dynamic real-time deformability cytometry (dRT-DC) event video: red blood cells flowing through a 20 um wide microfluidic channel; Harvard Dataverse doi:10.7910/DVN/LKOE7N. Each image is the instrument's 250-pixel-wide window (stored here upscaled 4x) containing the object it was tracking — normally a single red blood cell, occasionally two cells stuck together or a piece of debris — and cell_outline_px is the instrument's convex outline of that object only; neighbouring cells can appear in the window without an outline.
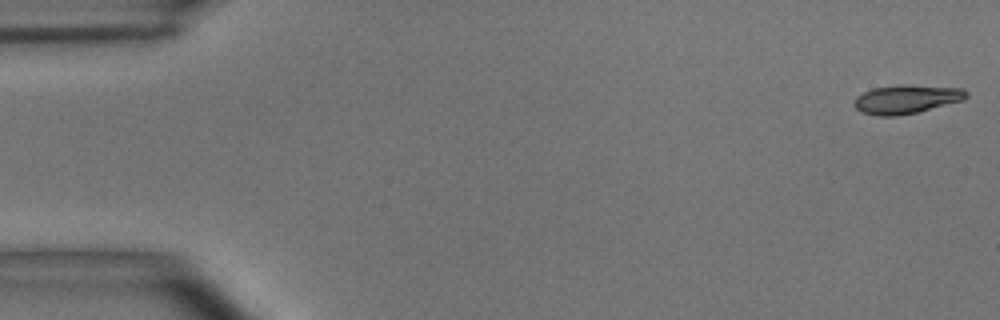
{"species": "common noctule bat (a hibernating species)", "species_latin": "Nyctalus noctula", "temperature_condition": "room temperature", "stored_images_in_passage": 54, "camera_frame_rate_fps": 3000, "um_per_image_px": 0.085, "animal": {"sex": "male", "body_mass_g": 15.6}, "frame": {"image": 1, "passage_image": 1, "time_ms": 0.0, "image_size_px": [1000, 320], "cell_outline_px": [[968, 96], [964, 100], [916, 112], [896, 116], [876, 116], [860, 112], [852, 104], [856, 96], [872, 88], [896, 84], [908, 84], [964, 88], [968, 92]], "centroid_in_image_um": [77.03, 8.42], "position_along_channel_um": 8.0, "area_um2": 19.13}}
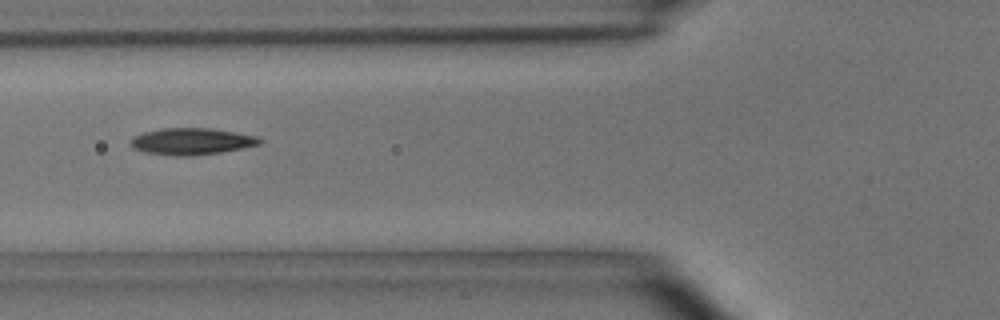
{"frame": {"image": 2, "passage_image": 20, "time_ms": 6.333, "image_size_px": [1000, 320], "cell_outline_px": [[264, 140], [260, 144], [220, 152], [188, 156], [176, 156], [144, 152], [132, 148], [128, 144], [132, 136], [144, 132], [160, 128], [212, 128], [236, 132], [256, 136]], "centroid_in_image_um": [16.23, 12.01], "position_along_channel_um": 109.6, "area_um2": 20.17}}
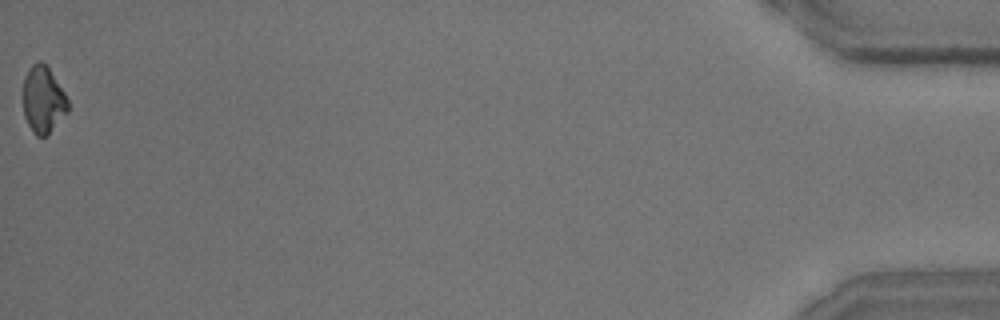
{"frame": {"image": 3, "passage_image": 54, "time_ms": 17.667, "image_size_px": [1000, 320], "cell_outline_px": [[68, 112], [44, 136], [36, 136], [32, 132], [24, 116], [20, 96], [24, 76], [28, 68], [32, 64], [40, 60], [48, 68], [64, 92], [68, 100]], "centroid_in_image_um": [3.6, 8.45], "position_along_channel_um": 431.6, "area_um2": 17.69}, "authors_computed_cell_mechanics": {"area_um2": 18.8717, "velocity_mm_per_s": 3.6807, "shape_relaxation_time_tau1_ms": 4.2506, "shape_relaxation_time_tau2_ms": 4.9276, "deformation_change_tau1": 0.1363, "deformation_change_tau2": 0.1248}}